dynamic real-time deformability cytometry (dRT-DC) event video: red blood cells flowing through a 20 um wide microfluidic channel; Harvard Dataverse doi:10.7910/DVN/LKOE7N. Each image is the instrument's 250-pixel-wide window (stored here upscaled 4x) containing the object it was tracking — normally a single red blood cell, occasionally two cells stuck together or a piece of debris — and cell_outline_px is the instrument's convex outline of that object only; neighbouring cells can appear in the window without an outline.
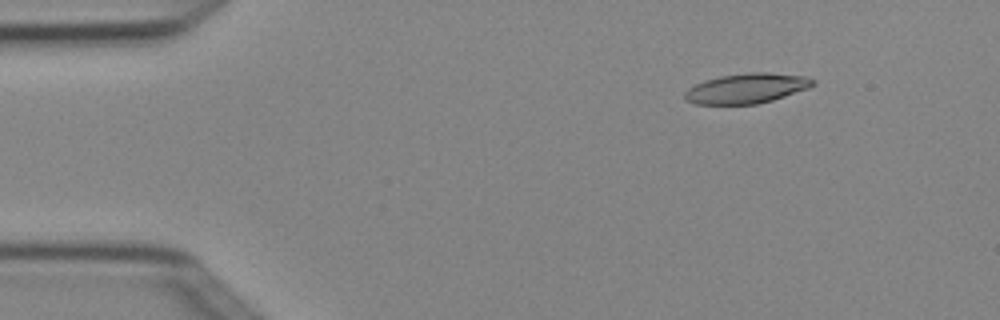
{"species": "Egyptian fruit bat (a non-hibernating species)", "species_latin": "Rousettus aegyptiacus", "temperature_condition": "cold", "stored_images_in_passage": 3, "camera_frame_rate_fps": 3000, "um_per_image_px": 0.085, "animal": {"sex": "female"}, "frame": {"image": 1, "passage_image": 1, "time_ms": 0.0, "image_size_px": [1000, 320], "cell_outline_px": [[816, 84], [808, 88], [772, 100], [756, 104], [696, 104], [684, 100], [684, 92], [688, 88], [704, 80], [720, 76], [748, 72], [768, 72], [804, 76], [816, 80]], "centroid_in_image_um": [63.45, 7.5], "position_along_channel_um": 21.6, "area_um2": 22.43}}
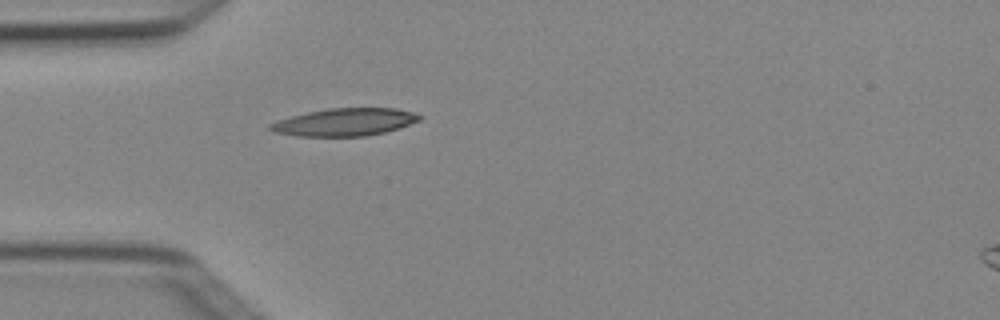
{"frame": {"image": 2, "passage_image": 3, "time_ms": 0.667, "image_size_px": [1000, 320], "cell_outline_px": [[424, 116], [420, 120], [400, 128], [384, 132], [364, 136], [296, 136], [276, 132], [268, 128], [268, 124], [276, 120], [308, 112], [328, 108], [396, 108], [412, 112]], "centroid_in_image_um": [29.31, 10.37], "position_along_channel_um": 55.7, "area_um2": 23.99}}